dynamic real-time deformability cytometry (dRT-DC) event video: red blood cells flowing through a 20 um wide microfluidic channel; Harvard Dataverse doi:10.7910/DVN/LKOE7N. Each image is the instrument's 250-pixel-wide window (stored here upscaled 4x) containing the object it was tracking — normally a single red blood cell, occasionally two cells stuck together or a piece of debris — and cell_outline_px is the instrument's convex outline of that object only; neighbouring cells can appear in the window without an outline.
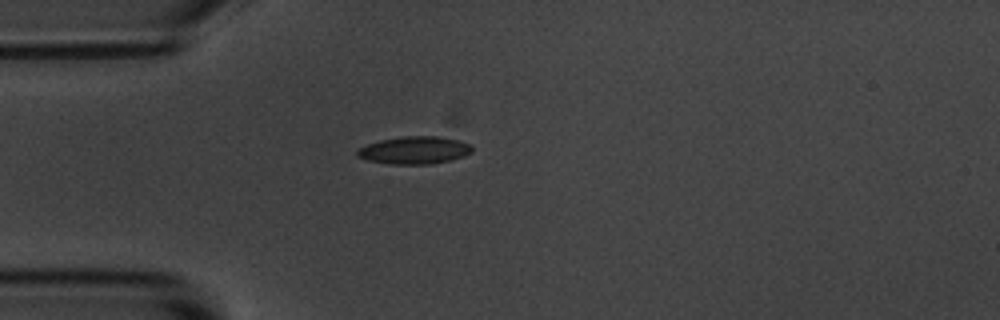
{"species": "common noctule bat (a hibernating species)", "species_latin": "Nyctalus noctula", "temperature_condition": "room temperature", "stored_images_in_passage": 1, "camera_frame_rate_fps": 3000, "um_per_image_px": 0.085, "animal": {"sex": "male", "body_mass_g": 20.1, "forearm_length_mm": 53.5}, "frame": {"image": 1, "passage_image": 1, "time_ms": 0.0, "image_size_px": [1000, 320], "cell_outline_px": [[472, 152], [464, 156], [452, 160], [432, 164], [388, 164], [368, 160], [356, 156], [356, 152], [360, 148], [368, 144], [380, 140], [400, 136], [436, 136], [456, 140], [468, 144], [472, 148]], "centroid_in_image_um": [35.21, 12.77], "position_along_channel_um": 49.8, "area_um2": 18.38}}